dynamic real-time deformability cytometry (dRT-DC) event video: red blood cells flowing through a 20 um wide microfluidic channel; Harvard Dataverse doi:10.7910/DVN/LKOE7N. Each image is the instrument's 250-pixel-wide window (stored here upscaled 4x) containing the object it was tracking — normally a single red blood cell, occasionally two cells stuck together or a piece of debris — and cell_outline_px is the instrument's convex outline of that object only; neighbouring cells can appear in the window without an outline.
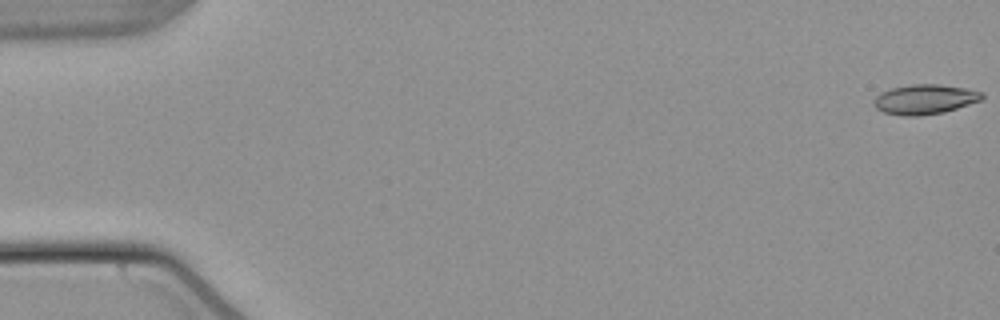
{"species": "common noctule bat (a hibernating species)", "species_latin": "Nyctalus noctula", "temperature_condition": "warm", "stored_images_in_passage": 54, "camera_frame_rate_fps": 3000, "um_per_image_px": 0.085, "animal": {"sex": "male", "body_mass_g": 21.5, "forearm_length_mm": 52.0}, "frame": {"image": 1, "passage_image": 1, "time_ms": 0.0, "image_size_px": [1000, 320], "cell_outline_px": [[984, 96], [980, 100], [944, 112], [920, 116], [904, 116], [884, 112], [876, 108], [872, 104], [872, 100], [880, 92], [892, 88], [908, 84], [936, 84], [964, 88], [984, 92]], "centroid_in_image_um": [78.56, 8.44], "position_along_channel_um": 6.4, "area_um2": 18.79}}
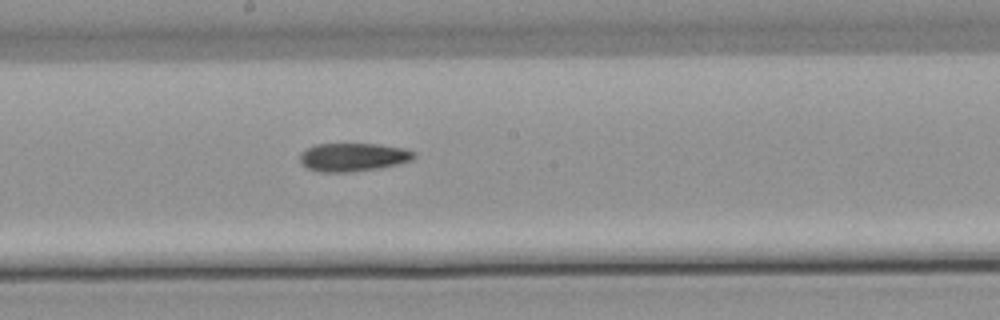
{"frame": {"image": 2, "passage_image": 30, "time_ms": 9.667, "image_size_px": [1000, 320], "cell_outline_px": [[416, 156], [412, 160], [400, 164], [380, 168], [352, 172], [320, 172], [308, 168], [300, 164], [300, 152], [316, 144], [380, 144], [408, 148], [416, 152]], "centroid_in_image_um": [30.06, 13.35], "position_along_channel_um": 218.1, "area_um2": 19.19}}
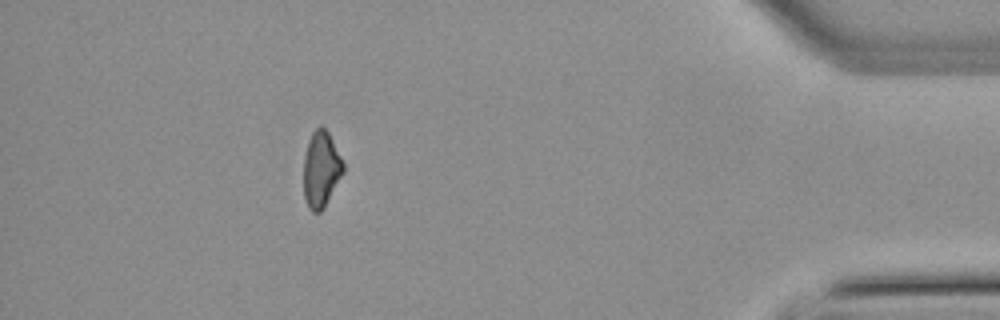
{"frame": {"image": 3, "passage_image": 49, "time_ms": 16.0, "image_size_px": [1000, 320], "cell_outline_px": [[344, 172], [324, 208], [320, 212], [312, 212], [308, 208], [304, 196], [304, 156], [308, 140], [312, 132], [320, 124], [328, 132], [344, 164]], "centroid_in_image_um": [27.28, 14.4], "position_along_channel_um": 407.9, "area_um2": 17.57}}